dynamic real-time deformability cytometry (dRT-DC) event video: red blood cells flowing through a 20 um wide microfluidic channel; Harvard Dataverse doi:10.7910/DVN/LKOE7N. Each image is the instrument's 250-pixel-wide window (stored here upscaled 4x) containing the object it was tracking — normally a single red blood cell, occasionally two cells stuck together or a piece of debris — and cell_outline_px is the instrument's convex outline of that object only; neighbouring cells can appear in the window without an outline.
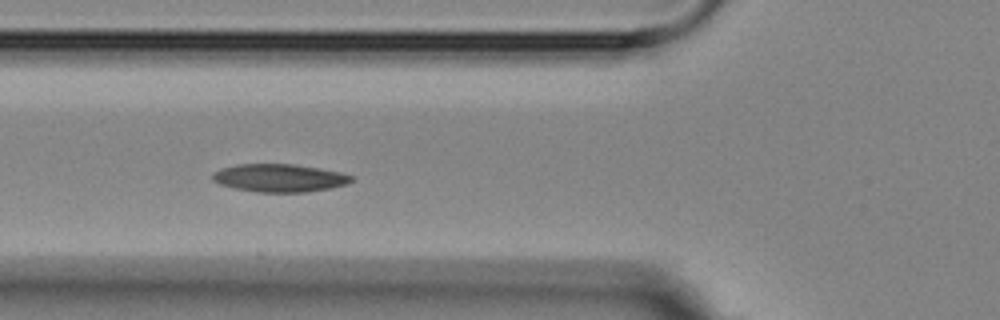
{"species": "Egyptian fruit bat (a non-hibernating species)", "species_latin": "Rousettus aegyptiacus", "temperature_condition": "room temperature", "stored_images_in_passage": 8, "camera_frame_rate_fps": 3000, "um_per_image_px": 0.085, "animal": {"sex": "female"}, "frame": {"image": 1, "passage_image": 6, "time_ms": 5.667, "image_size_px": [1000, 320], "cell_outline_px": [[356, 180], [348, 184], [308, 192], [256, 192], [236, 188], [220, 184], [212, 180], [212, 172], [220, 168], [236, 164], [296, 164], [320, 168], [340, 172], [352, 176]], "centroid_in_image_um": [23.76, 15.12], "position_along_channel_um": 102.0, "area_um2": 22.77}}
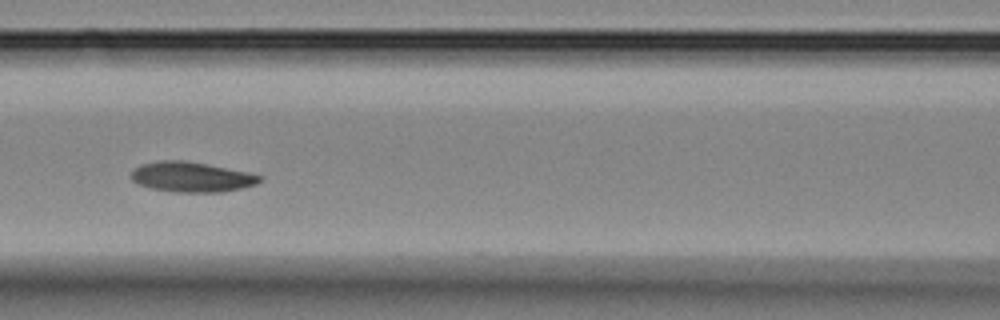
{"frame": {"image": 2, "passage_image": 7, "time_ms": 7.0, "image_size_px": [1000, 320], "cell_outline_px": [[264, 176], [256, 184], [224, 192], [176, 192], [152, 188], [140, 184], [132, 180], [132, 172], [140, 164], [160, 160], [184, 160], [208, 164], [248, 172]], "centroid_in_image_um": [16.3, 15.03], "position_along_channel_um": 150.3, "area_um2": 22.43}}
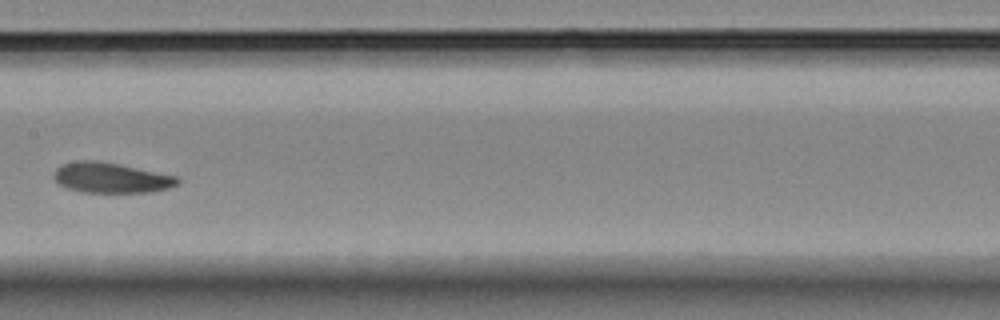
{"frame": {"image": 3, "passage_image": 8, "time_ms": 8.333, "image_size_px": [1000, 320], "cell_outline_px": [[180, 184], [168, 188], [152, 192], [80, 192], [68, 188], [60, 184], [52, 176], [52, 172], [60, 164], [76, 160], [96, 160], [120, 164], [176, 176], [180, 180]], "centroid_in_image_um": [9.41, 15.1], "position_along_channel_um": 198.0, "area_um2": 22.02}}